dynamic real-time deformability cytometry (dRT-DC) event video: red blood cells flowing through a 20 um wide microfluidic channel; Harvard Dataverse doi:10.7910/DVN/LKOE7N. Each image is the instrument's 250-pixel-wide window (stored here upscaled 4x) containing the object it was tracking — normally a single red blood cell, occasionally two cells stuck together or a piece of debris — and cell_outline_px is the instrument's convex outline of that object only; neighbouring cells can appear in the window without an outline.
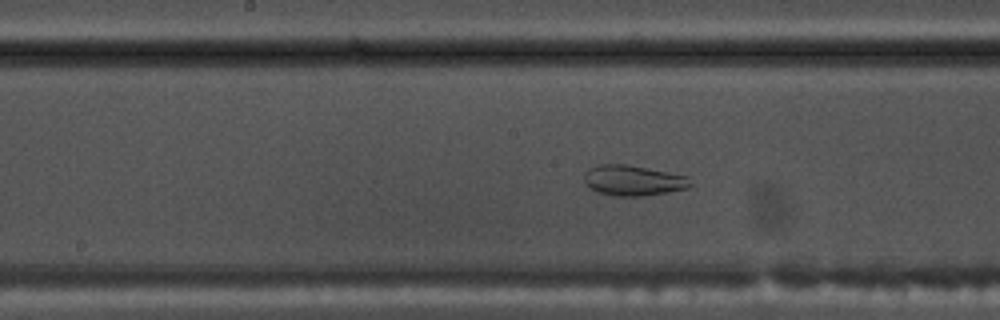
{"species": "common noctule bat (a hibernating species)", "species_latin": "Nyctalus noctula", "temperature_condition": "warm", "stored_images_in_passage": 49, "camera_frame_rate_fps": 3000, "um_per_image_px": 0.085, "animal": {"sex": "male", "body_mass_g": 17.5, "forearm_length_mm": 52.3}, "frame": {"image": 1, "passage_image": 22, "time_ms": 7.0, "image_size_px": [1000, 320], "cell_outline_px": [[692, 184], [688, 188], [668, 192], [644, 196], [612, 196], [596, 192], [588, 188], [584, 180], [584, 172], [588, 168], [596, 164], [624, 164], [648, 168], [688, 176]], "centroid_in_image_um": [53.77, 15.34], "position_along_channel_um": 194.4, "area_um2": 19.13}}